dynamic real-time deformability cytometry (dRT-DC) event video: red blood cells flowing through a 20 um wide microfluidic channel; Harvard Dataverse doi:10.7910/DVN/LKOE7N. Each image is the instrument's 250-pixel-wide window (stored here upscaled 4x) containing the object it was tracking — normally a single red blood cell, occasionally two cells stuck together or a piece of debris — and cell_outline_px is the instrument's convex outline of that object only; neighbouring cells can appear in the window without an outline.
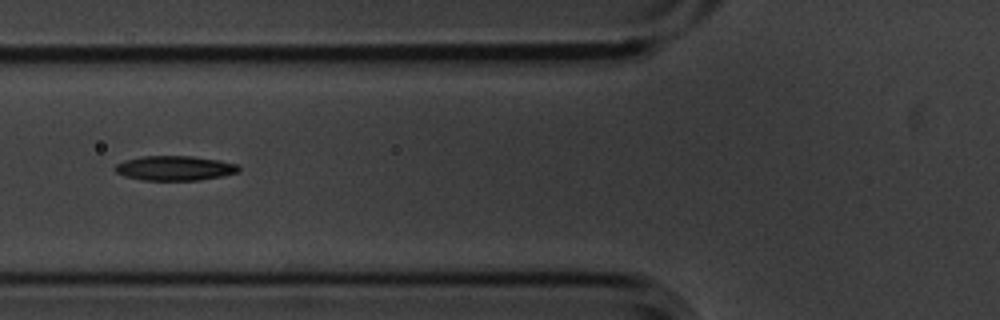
{"species": "common noctule bat (a hibernating species)", "species_latin": "Nyctalus noctula", "temperature_condition": "cold", "stored_images_in_passage": 10, "camera_frame_rate_fps": 3000, "um_per_image_px": 0.085, "animal": {"sex": "male", "body_mass_g": 20.1, "forearm_length_mm": 53.5}, "frame": {"image": 1, "passage_image": 6, "time_ms": 1.667, "image_size_px": [1000, 320], "cell_outline_px": [[240, 172], [220, 176], [196, 180], [144, 180], [124, 176], [116, 172], [112, 168], [116, 164], [124, 160], [140, 156], [192, 156], [220, 160], [240, 164]], "centroid_in_image_um": [14.85, 14.28], "position_along_channel_um": 110.9, "area_um2": 17.92}}
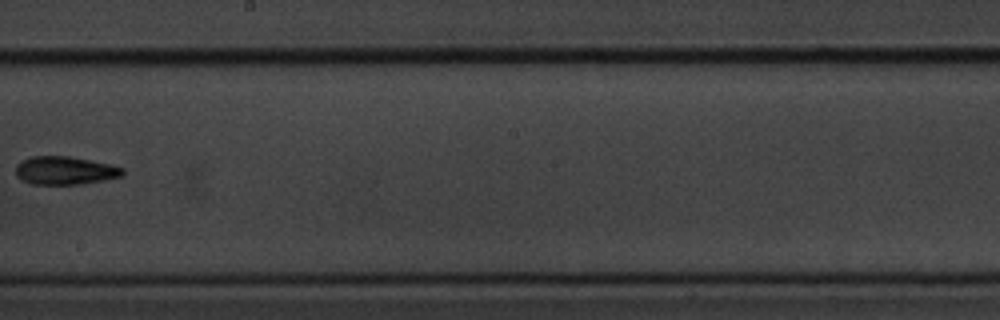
{"frame": {"image": 2, "passage_image": 9, "time_ms": 2.667, "image_size_px": [1000, 320], "cell_outline_px": [[124, 172], [120, 176], [80, 184], [32, 184], [16, 176], [16, 164], [20, 160], [32, 156], [68, 156], [112, 164], [124, 168]], "centroid_in_image_um": [5.49, 14.48], "position_along_channel_um": 242.7, "area_um2": 17.46}}
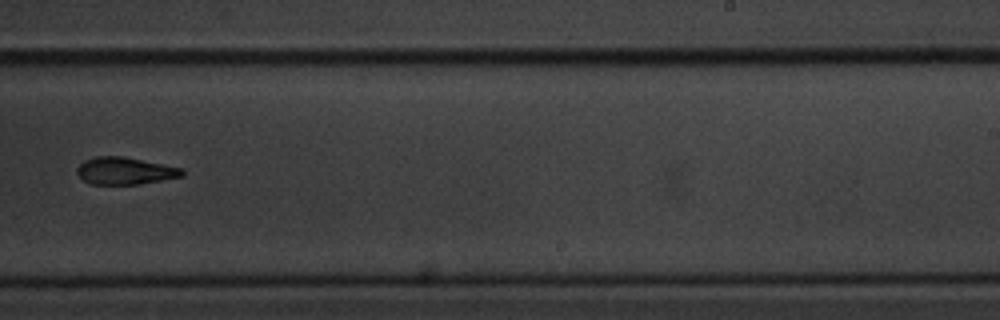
{"frame": {"image": 3, "passage_image": 10, "time_ms": 3.0, "image_size_px": [1000, 320], "cell_outline_px": [[184, 176], [136, 184], [92, 184], [84, 180], [76, 172], [76, 168], [84, 160], [96, 156], [120, 156], [184, 168]], "centroid_in_image_um": [10.62, 14.52], "position_along_channel_um": 278.4, "area_um2": 16.47}}